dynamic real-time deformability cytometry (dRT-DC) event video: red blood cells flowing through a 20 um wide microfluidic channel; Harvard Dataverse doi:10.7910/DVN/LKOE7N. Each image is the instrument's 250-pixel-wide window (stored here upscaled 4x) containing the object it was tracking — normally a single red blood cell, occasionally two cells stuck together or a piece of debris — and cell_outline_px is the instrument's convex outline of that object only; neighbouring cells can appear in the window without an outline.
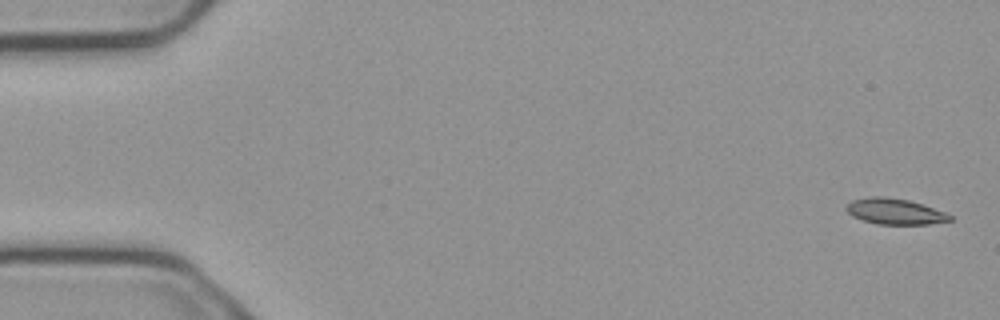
{"species": "common noctule bat (a hibernating species)", "species_latin": "Nyctalus noctula", "temperature_condition": "cold", "stored_images_in_passage": 5, "camera_frame_rate_fps": 3000, "um_per_image_px": 0.085, "animal": {"sex": "male", "body_mass_g": 23.1, "forearm_length_mm": 52.7}, "frame": {"image": 1, "passage_image": 1, "time_ms": 0.0, "image_size_px": [1000, 320], "cell_outline_px": [[952, 220], [928, 224], [876, 224], [852, 216], [844, 208], [852, 200], [872, 196], [884, 196], [908, 200], [948, 212], [952, 216]], "centroid_in_image_um": [76.08, 17.97], "position_along_channel_um": 8.9, "area_um2": 15.61}}
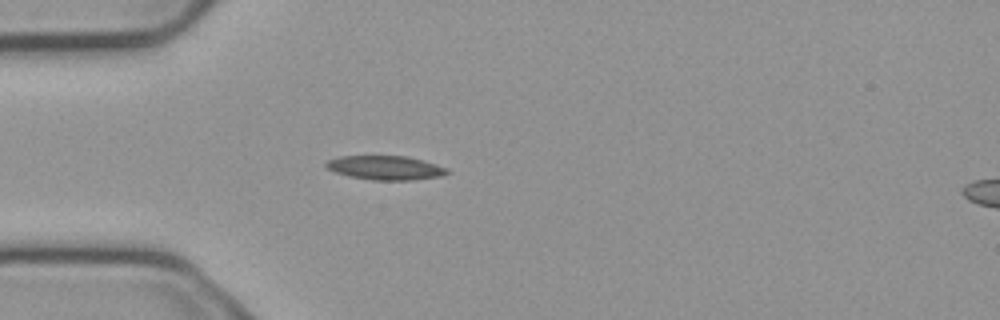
{"frame": {"image": 2, "passage_image": 5, "time_ms": 1.333, "image_size_px": [1000, 320], "cell_outline_px": [[452, 172], [440, 176], [412, 180], [372, 180], [348, 176], [336, 172], [328, 168], [324, 164], [328, 160], [340, 156], [408, 156], [424, 160], [448, 168]], "centroid_in_image_um": [32.8, 14.26], "position_along_channel_um": 52.2, "area_um2": 17.05}}